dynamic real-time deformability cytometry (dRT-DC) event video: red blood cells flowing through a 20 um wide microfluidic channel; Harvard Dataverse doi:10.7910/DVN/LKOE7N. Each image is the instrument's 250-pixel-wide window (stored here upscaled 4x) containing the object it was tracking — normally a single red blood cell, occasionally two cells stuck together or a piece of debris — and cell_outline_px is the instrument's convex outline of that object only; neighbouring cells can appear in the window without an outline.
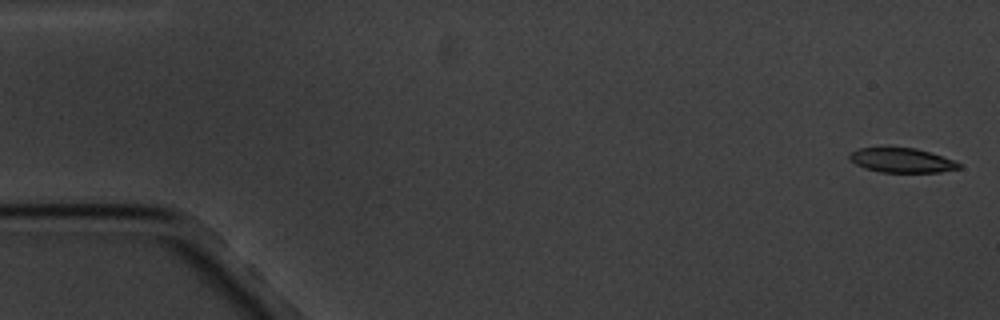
{"species": "common noctule bat (a hibernating species)", "species_latin": "Nyctalus noctula", "temperature_condition": "cold", "stored_images_in_passage": 5, "camera_frame_rate_fps": 3000, "um_per_image_px": 0.085, "animal": {"sex": "male", "body_mass_g": 20.1, "forearm_length_mm": 53.5}, "frame": {"image": 1, "passage_image": 1, "time_ms": 0.0, "image_size_px": [1000, 320], "cell_outline_px": [[960, 168], [940, 172], [880, 172], [864, 168], [848, 160], [848, 156], [852, 152], [860, 148], [916, 148], [952, 160], [960, 164]], "centroid_in_image_um": [76.6, 13.64], "position_along_channel_um": 8.4, "area_um2": 15.32}}
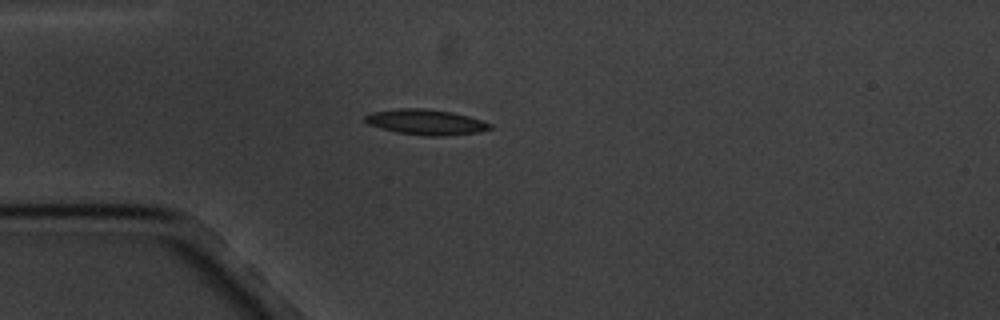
{"frame": {"image": 2, "passage_image": 5, "time_ms": 4.667, "image_size_px": [1000, 320], "cell_outline_px": [[492, 128], [480, 132], [444, 136], [428, 136], [396, 132], [368, 124], [364, 120], [364, 116], [372, 112], [396, 108], [424, 108], [452, 112], [484, 120], [492, 124]], "centroid_in_image_um": [36.22, 10.37], "position_along_channel_um": 48.8, "area_um2": 18.61}}